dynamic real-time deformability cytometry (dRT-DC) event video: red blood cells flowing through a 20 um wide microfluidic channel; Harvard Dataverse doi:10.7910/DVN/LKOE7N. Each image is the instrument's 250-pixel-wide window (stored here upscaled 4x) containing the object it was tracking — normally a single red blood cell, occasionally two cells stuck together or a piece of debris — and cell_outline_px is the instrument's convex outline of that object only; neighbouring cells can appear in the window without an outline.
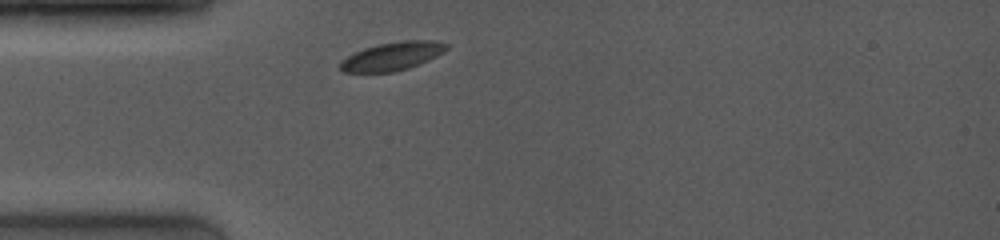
{"species": "common noctule bat (a hibernating species)", "species_latin": "Nyctalus noctula", "temperature_condition": "room temperature", "stored_images_in_passage": 31, "camera_frame_rate_fps": 4000, "um_per_image_px": 0.085, "animal": {"sex": "female", "body_mass_g": 19.0, "forearm_length_mm": 53.3}, "frame": {"image": 1, "passage_image": 1, "time_ms": 0.0, "image_size_px": [1000, 240], "cell_outline_px": [[448, 48], [444, 52], [420, 64], [408, 68], [392, 72], [344, 72], [340, 68], [340, 60], [364, 48], [380, 44], [404, 40], [436, 40], [448, 44]], "centroid_in_image_um": [33.37, 4.77], "position_along_channel_um": 51.6, "area_um2": 17.46}}
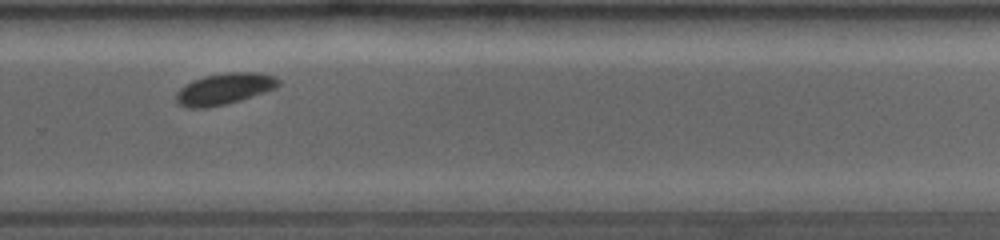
{"frame": {"image": 2, "passage_image": 22, "time_ms": 6.75, "image_size_px": [1000, 240], "cell_outline_px": [[280, 84], [276, 88], [240, 100], [208, 108], [188, 108], [180, 104], [176, 100], [176, 92], [184, 84], [192, 80], [204, 76], [228, 72], [260, 72], [276, 76], [280, 80]], "centroid_in_image_um": [19.08, 7.54], "position_along_channel_um": 310.7, "area_um2": 18.79}}
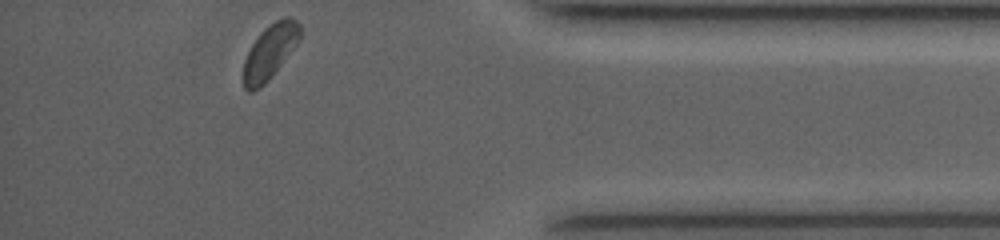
{"frame": {"image": 3, "passage_image": 31, "time_ms": 9.75, "image_size_px": [1000, 240], "cell_outline_px": [[300, 40], [264, 84], [252, 92], [248, 92], [244, 88], [244, 60], [256, 36], [268, 24], [284, 16], [288, 16], [296, 20], [300, 24]], "centroid_in_image_um": [22.94, 4.35], "position_along_channel_um": 412.3, "area_um2": 17.8}, "authors_computed_cell_mechanics": {"area_um2": 18.3804, "velocity_mm_per_s": 3.971, "shape_relaxation_time_tau1_ms": 1.0479, "shape_relaxation_time_tau2_ms": null, "deformation_change_tau1": 0.0345, "deformation_change_tau2": null}}